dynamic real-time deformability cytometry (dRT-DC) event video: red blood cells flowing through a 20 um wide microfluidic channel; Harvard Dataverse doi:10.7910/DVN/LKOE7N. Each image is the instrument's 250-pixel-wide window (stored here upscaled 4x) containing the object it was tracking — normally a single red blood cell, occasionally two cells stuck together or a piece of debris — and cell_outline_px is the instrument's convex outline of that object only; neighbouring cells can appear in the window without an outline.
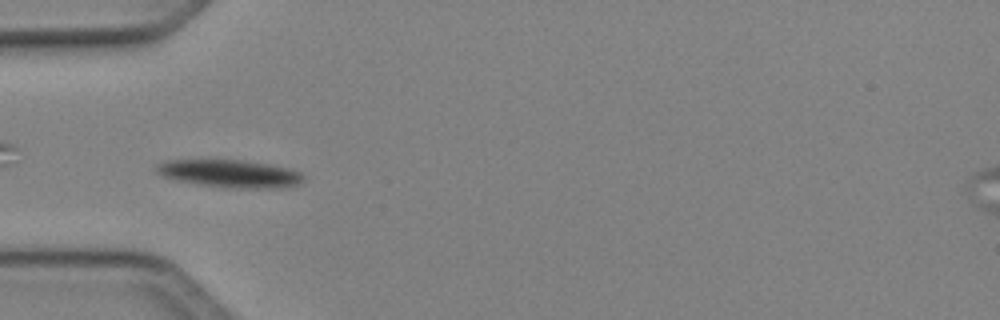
{"species": "Egyptian fruit bat (a non-hibernating species)", "species_latin": "Rousettus aegyptiacus", "temperature_condition": "cold", "stored_images_in_passage": 38, "camera_frame_rate_fps": 3000, "um_per_image_px": 0.085, "animal": {"sex": "female"}, "frame": {"image": 1, "passage_image": 2, "time_ms": 0.333, "image_size_px": [1000, 320], "cell_outline_px": [[304, 180], [300, 184], [276, 188], [232, 188], [196, 184], [176, 180], [164, 176], [156, 172], [152, 168], [168, 160], [244, 160], [272, 164], [292, 168], [300, 172], [304, 176]], "centroid_in_image_um": [19.59, 14.75], "position_along_channel_um": 65.4, "area_um2": 23.93}}
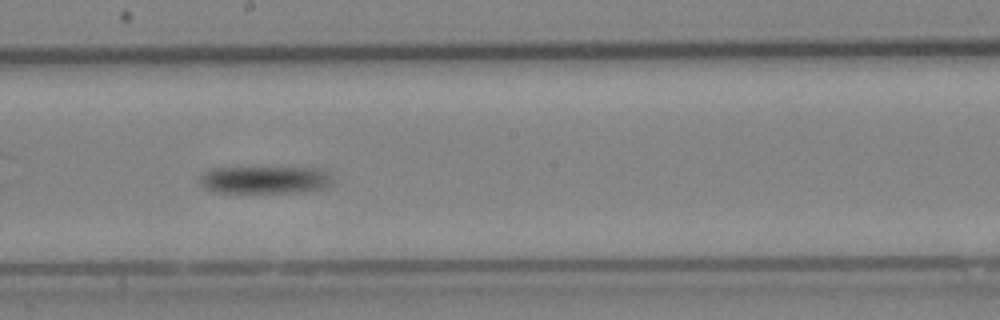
{"frame": {"image": 2, "passage_image": 15, "time_ms": 4.667, "image_size_px": [1000, 320], "cell_outline_px": [[336, 184], [328, 188], [312, 192], [216, 192], [204, 188], [200, 180], [200, 176], [204, 172], [212, 168], [328, 168]], "centroid_in_image_um": [22.7, 15.29], "position_along_channel_um": 225.5, "area_um2": 21.85}}
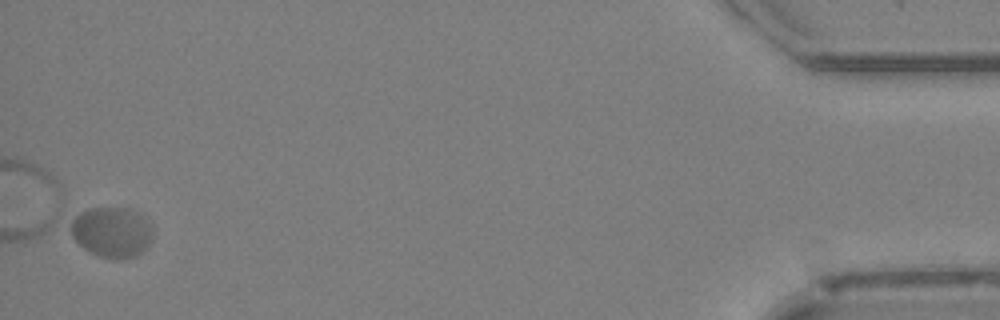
{"frame": {"image": 3, "passage_image": 38, "time_ms": 12.333, "image_size_px": [1000, 320], "cell_outline_px": [[152, 240], [136, 256], [120, 260], [112, 260], [100, 256], [84, 248], [72, 236], [68, 220], [80, 212], [92, 208], [132, 208], [148, 224], [152, 232]], "centroid_in_image_um": [9.45, 19.73], "position_along_channel_um": 425.7, "area_um2": 23.99}}